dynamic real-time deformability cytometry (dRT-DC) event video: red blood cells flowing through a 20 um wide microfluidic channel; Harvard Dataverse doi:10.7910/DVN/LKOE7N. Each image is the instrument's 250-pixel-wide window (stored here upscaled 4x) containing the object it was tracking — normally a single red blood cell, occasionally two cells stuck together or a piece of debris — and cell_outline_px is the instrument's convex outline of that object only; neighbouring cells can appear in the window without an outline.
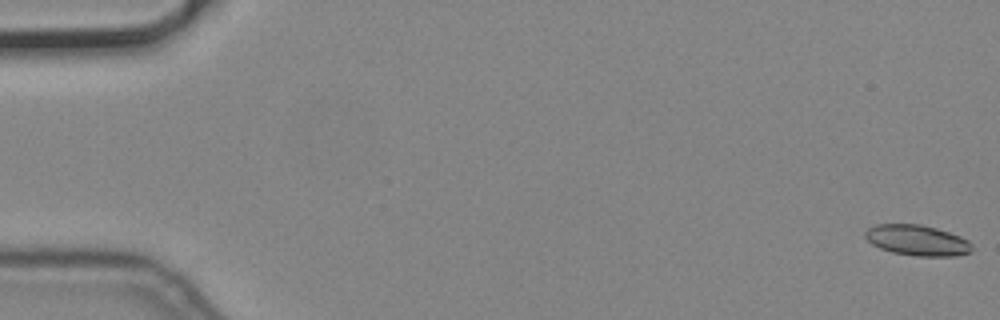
{"species": "common noctule bat (a hibernating species)", "species_latin": "Nyctalus noctula", "temperature_condition": "cold", "stored_images_in_passage": 12, "camera_frame_rate_fps": 3000, "um_per_image_px": 0.085, "animal": {"sex": "male", "body_mass_g": 19.2, "forearm_length_mm": 51.8}, "frame": {"image": 1, "passage_image": 1, "time_ms": 0.0, "image_size_px": [1000, 320], "cell_outline_px": [[972, 252], [956, 256], [916, 256], [892, 252], [880, 248], [872, 244], [864, 236], [864, 232], [868, 228], [876, 224], [920, 224], [936, 228], [960, 236], [968, 240], [972, 244]], "centroid_in_image_um": [77.97, 20.42], "position_along_channel_um": 7.0, "area_um2": 19.13}}